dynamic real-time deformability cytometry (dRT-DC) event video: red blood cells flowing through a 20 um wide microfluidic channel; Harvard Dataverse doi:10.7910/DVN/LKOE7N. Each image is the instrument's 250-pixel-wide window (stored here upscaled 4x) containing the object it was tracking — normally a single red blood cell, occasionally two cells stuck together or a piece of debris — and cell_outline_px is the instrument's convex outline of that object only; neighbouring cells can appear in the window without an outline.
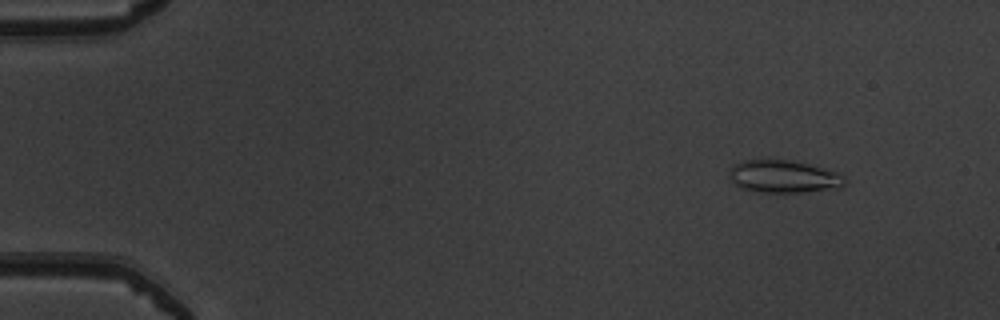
{"species": "common noctule bat (a hibernating species)", "species_latin": "Nyctalus noctula", "temperature_condition": "warm", "stored_images_in_passage": 52, "camera_frame_rate_fps": 3000, "um_per_image_px": 0.085, "animal": {"sex": "male", "body_mass_g": 19.5, "forearm_length_mm": 54.6}, "frame": {"image": 1, "passage_image": 6, "time_ms": 1.667, "image_size_px": [1000, 320], "cell_outline_px": [[844, 184], [840, 188], [800, 192], [756, 192], [744, 188], [736, 184], [732, 180], [728, 172], [736, 164], [744, 160], [772, 156], [796, 160], [840, 172], [844, 176]], "centroid_in_image_um": [66.63, 14.95], "position_along_channel_um": 18.4, "area_um2": 22.66}}
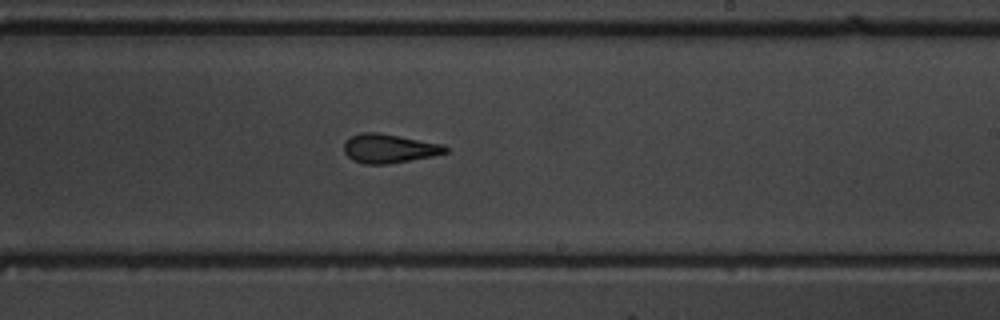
{"frame": {"image": 2, "passage_image": 32, "time_ms": 10.333, "image_size_px": [1000, 320], "cell_outline_px": [[448, 152], [432, 156], [388, 164], [364, 164], [352, 160], [344, 152], [344, 140], [360, 132], [380, 132], [444, 144], [448, 148]], "centroid_in_image_um": [33.06, 12.61], "position_along_channel_um": 255.9, "area_um2": 17.34}}
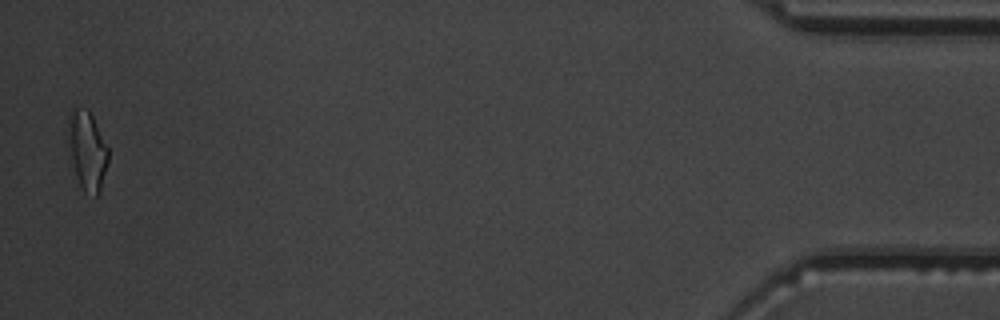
{"frame": {"image": 3, "passage_image": 51, "time_ms": 16.667, "image_size_px": [1000, 320], "cell_outline_px": [[108, 160], [100, 192], [96, 196], [84, 192], [80, 184], [76, 172], [72, 156], [68, 128], [68, 112], [72, 108], [88, 108], [108, 148]], "centroid_in_image_um": [7.43, 12.76], "position_along_channel_um": 427.8, "area_um2": 17.86}, "authors_computed_cell_mechanics": {"area_um2": 17.8891, "velocity_mm_per_s": 4.0272, "shape_relaxation_time_tau1_ms": 5.5346, "shape_relaxation_time_tau2_ms": 1.6245, "deformation_change_tau1": 0.1688, "deformation_change_tau2": 0.1097}}